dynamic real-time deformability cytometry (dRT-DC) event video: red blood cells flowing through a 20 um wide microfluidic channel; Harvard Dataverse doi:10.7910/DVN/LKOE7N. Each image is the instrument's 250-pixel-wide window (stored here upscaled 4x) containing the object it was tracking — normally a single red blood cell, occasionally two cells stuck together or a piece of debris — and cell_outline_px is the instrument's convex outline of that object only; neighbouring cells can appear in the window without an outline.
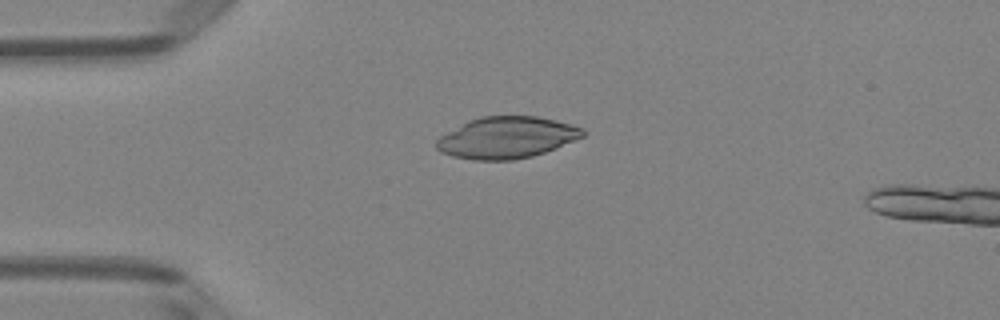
{"species": "Egyptian fruit bat (a non-hibernating species)", "species_latin": "Rousettus aegyptiacus", "temperature_condition": "room temperature", "stored_images_in_passage": 4, "camera_frame_rate_fps": 3000, "um_per_image_px": 0.085, "animal": {"sex": "female"}, "frame": {"image": 1, "passage_image": 3, "time_ms": 0.667, "image_size_px": [1000, 320], "cell_outline_px": [[584, 136], [556, 148], [532, 156], [512, 160], [472, 160], [452, 156], [440, 152], [436, 148], [436, 140], [440, 136], [468, 120], [480, 116], [536, 116], [556, 120], [572, 124], [584, 128]], "centroid_in_image_um": [43.06, 11.69], "position_along_channel_um": 41.9, "area_um2": 35.55}}